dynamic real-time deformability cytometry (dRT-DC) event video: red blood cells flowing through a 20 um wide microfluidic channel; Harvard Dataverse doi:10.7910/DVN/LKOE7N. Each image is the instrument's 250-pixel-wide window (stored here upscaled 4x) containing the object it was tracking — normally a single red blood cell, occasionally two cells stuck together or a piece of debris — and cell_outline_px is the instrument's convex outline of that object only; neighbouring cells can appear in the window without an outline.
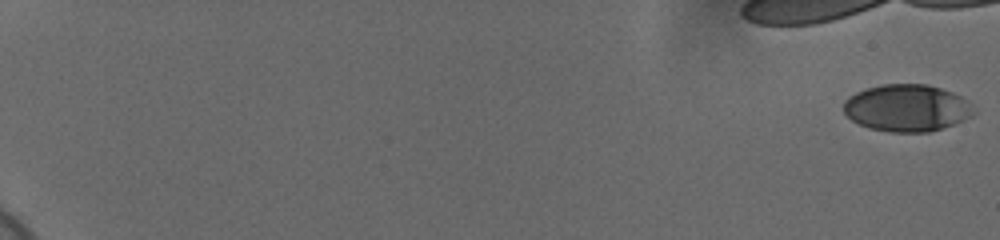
{"species": "human", "species_latin": "Homo sapiens", "temperature_condition": "cold", "stored_images_in_passage": 51, "camera_frame_rate_fps": 3000, "um_per_image_px": 0.085, "donor": {"sex": "female"}, "frame": {"image": 1, "passage_image": 1, "time_ms": 0.0, "image_size_px": [1000, 240], "cell_outline_px": [[972, 116], [964, 120], [928, 132], [888, 132], [872, 128], [860, 124], [852, 120], [844, 112], [844, 100], [848, 96], [856, 92], [868, 88], [884, 84], [928, 84], [952, 92], [960, 96], [964, 100], [972, 112]], "centroid_in_image_um": [77.03, 9.17], "position_along_channel_um": 8.0, "area_um2": 35.08}}
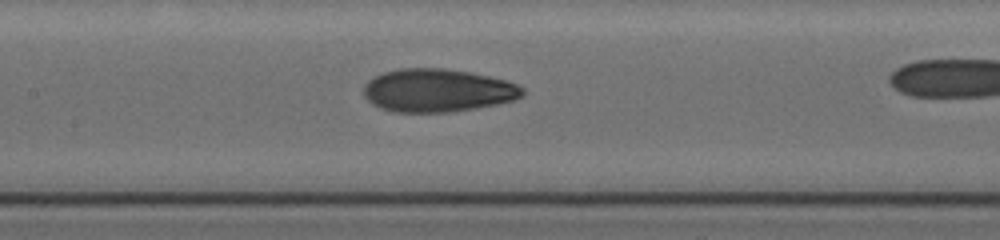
{"frame": {"image": 2, "passage_image": 33, "time_ms": 10.667, "image_size_px": [1000, 240], "cell_outline_px": [[524, 96], [512, 100], [496, 104], [448, 112], [396, 112], [380, 108], [372, 104], [364, 96], [364, 84], [368, 80], [384, 72], [400, 68], [444, 68], [468, 72], [508, 80], [524, 88]], "centroid_in_image_um": [37.18, 7.68], "position_along_channel_um": 170.2, "area_um2": 39.77}}
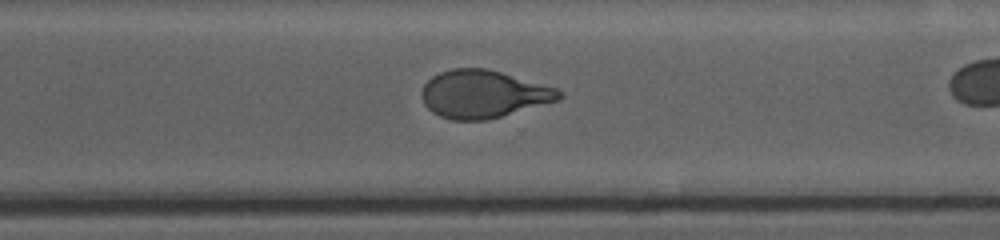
{"frame": {"image": 3, "passage_image": 46, "time_ms": 15.0, "image_size_px": [1000, 240], "cell_outline_px": [[564, 96], [560, 100], [500, 116], [484, 120], [452, 120], [440, 116], [432, 112], [424, 104], [420, 96], [420, 92], [424, 84], [432, 76], [440, 72], [452, 68], [488, 68], [556, 88], [564, 92]], "centroid_in_image_um": [41.06, 7.99], "position_along_channel_um": 329.5, "area_um2": 38.26}}